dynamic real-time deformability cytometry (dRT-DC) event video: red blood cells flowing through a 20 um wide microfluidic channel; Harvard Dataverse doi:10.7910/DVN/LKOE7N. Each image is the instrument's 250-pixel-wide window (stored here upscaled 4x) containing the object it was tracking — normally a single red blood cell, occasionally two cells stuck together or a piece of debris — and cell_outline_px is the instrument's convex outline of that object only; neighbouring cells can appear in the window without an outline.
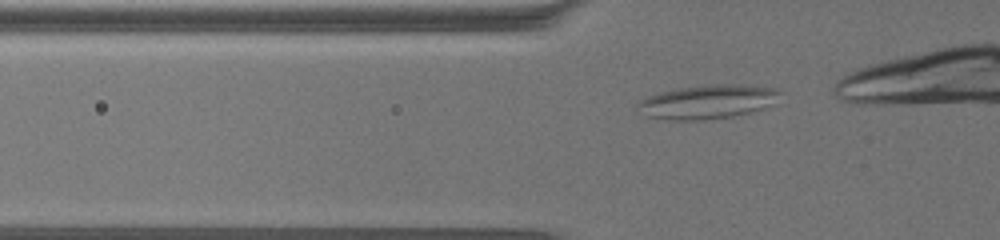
{"species": "common noctule bat (a hibernating species)", "species_latin": "Nyctalus noctula", "temperature_condition": "warm", "stored_images_in_passage": 46, "camera_frame_rate_fps": 3000, "um_per_image_px": 0.085, "animal": {"sex": "female", "body_mass_g": 19.5, "forearm_length_mm": 54.1}, "frame": {"image": 1, "passage_image": 10, "time_ms": 3.0, "image_size_px": [1000, 240], "cell_outline_px": [[780, 92], [772, 104], [748, 112], [732, 116], [704, 120], [676, 120], [648, 116], [636, 104], [640, 100], [648, 96], [660, 92], [676, 88], [712, 84], [740, 84], [776, 88]], "centroid_in_image_um": [60.13, 8.63], "position_along_channel_um": 65.7, "area_um2": 27.63}}
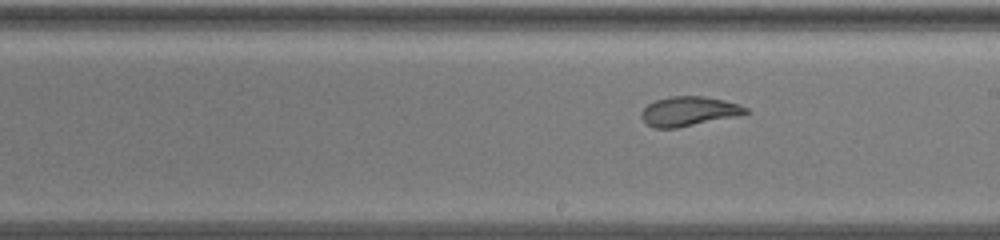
{"frame": {"image": 2, "passage_image": 26, "time_ms": 8.333, "image_size_px": [1000, 240], "cell_outline_px": [[748, 112], [732, 116], [676, 128], [652, 128], [640, 116], [640, 112], [648, 104], [656, 100], [672, 96], [704, 96], [724, 100], [740, 104], [748, 108]], "centroid_in_image_um": [58.5, 9.44], "position_along_channel_um": 230.5, "area_um2": 17.57}}
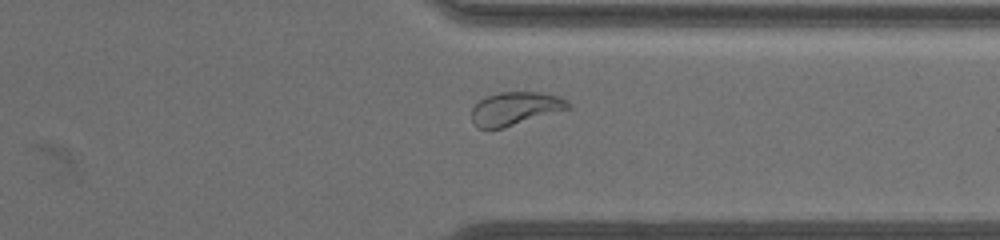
{"frame": {"image": 3, "passage_image": 39, "time_ms": 12.667, "image_size_px": [1000, 240], "cell_outline_px": [[572, 108], [504, 128], [476, 128], [472, 120], [472, 108], [484, 96], [500, 92], [536, 92], [556, 96], [568, 100], [572, 104]], "centroid_in_image_um": [43.8, 9.23], "position_along_channel_um": 367.6, "area_um2": 18.79}, "authors_computed_cell_mechanics": {"area_um2": 19.2185, "velocity_mm_per_s": 3.1679, "shape_relaxation_time_tau1_ms": null, "shape_relaxation_time_tau2_ms": 1.288, "deformation_change_tau1": null, "deformation_change_tau2": 0.0766}}